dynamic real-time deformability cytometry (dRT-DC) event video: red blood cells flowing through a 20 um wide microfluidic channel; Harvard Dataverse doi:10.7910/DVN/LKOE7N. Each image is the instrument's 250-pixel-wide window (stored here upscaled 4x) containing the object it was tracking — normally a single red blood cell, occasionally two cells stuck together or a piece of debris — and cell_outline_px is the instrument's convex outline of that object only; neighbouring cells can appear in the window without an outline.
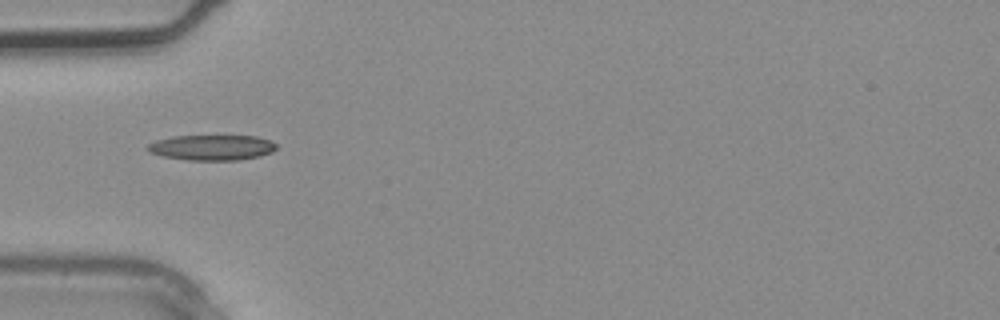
{"species": "common noctule bat (a hibernating species)", "species_latin": "Nyctalus noctula", "temperature_condition": "warm", "stored_images_in_passage": 1, "camera_frame_rate_fps": 3000, "um_per_image_px": 0.085, "animal": {"sex": "male", "body_mass_g": 20.4}, "frame": {"image": 1, "passage_image": 1, "time_ms": 0.0, "image_size_px": [1000, 320], "cell_outline_px": [[276, 148], [272, 152], [260, 156], [240, 160], [188, 160], [164, 156], [148, 152], [144, 148], [148, 144], [156, 140], [172, 136], [256, 136], [272, 140], [276, 144]], "centroid_in_image_um": [18.01, 12.54], "position_along_channel_um": 67.0, "area_um2": 19.19}}